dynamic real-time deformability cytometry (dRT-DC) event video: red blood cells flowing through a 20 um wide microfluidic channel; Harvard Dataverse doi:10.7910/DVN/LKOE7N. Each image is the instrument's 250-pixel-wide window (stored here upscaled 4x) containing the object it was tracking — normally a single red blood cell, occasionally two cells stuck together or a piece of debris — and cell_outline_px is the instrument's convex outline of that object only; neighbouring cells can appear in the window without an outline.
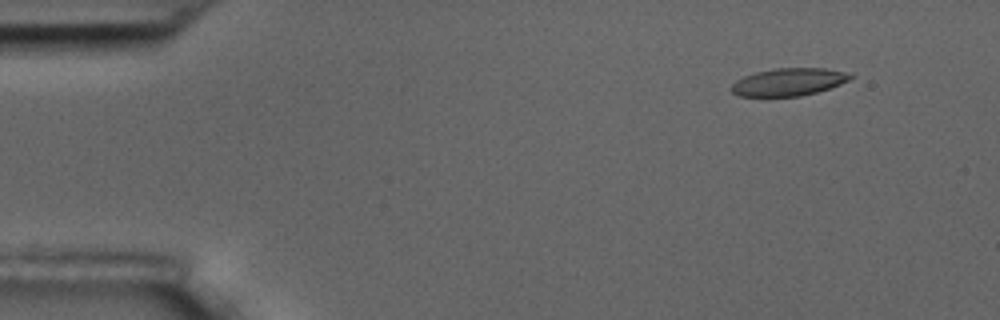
{"species": "common noctule bat (a hibernating species)", "species_latin": "Nyctalus noctula", "temperature_condition": "room temperature", "stored_images_in_passage": 16, "camera_frame_rate_fps": 3000, "um_per_image_px": 0.085, "animal": {"sex": "male", "body_mass_g": 17.5, "forearm_length_mm": 52.3}, "frame": {"image": 1, "passage_image": 1, "time_ms": 0.0, "image_size_px": [1000, 320], "cell_outline_px": [[856, 76], [840, 84], [816, 92], [800, 96], [740, 96], [732, 92], [728, 88], [736, 80], [744, 76], [756, 72], [776, 68], [824, 68], [852, 72]], "centroid_in_image_um": [67.06, 6.95], "position_along_channel_um": 17.9, "area_um2": 19.25}}
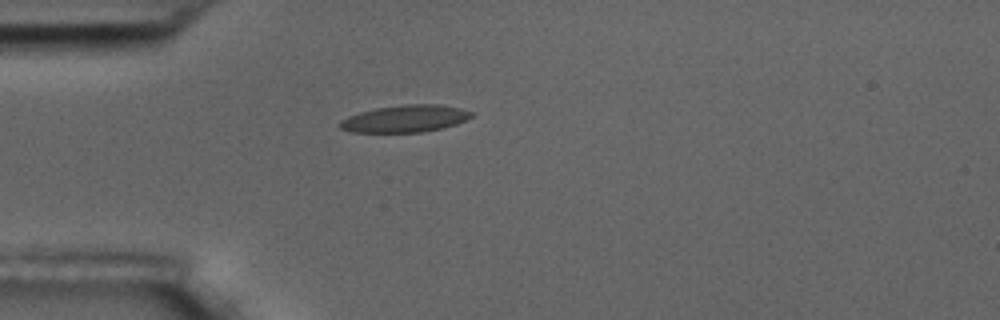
{"frame": {"image": 2, "passage_image": 11, "time_ms": 3.333, "image_size_px": [1000, 320], "cell_outline_px": [[476, 112], [472, 116], [456, 124], [444, 128], [420, 132], [352, 132], [340, 128], [336, 124], [340, 120], [348, 116], [360, 112], [376, 108], [404, 104], [440, 104], [460, 108]], "centroid_in_image_um": [34.43, 10.08], "position_along_channel_um": 50.6, "area_um2": 20.92}}